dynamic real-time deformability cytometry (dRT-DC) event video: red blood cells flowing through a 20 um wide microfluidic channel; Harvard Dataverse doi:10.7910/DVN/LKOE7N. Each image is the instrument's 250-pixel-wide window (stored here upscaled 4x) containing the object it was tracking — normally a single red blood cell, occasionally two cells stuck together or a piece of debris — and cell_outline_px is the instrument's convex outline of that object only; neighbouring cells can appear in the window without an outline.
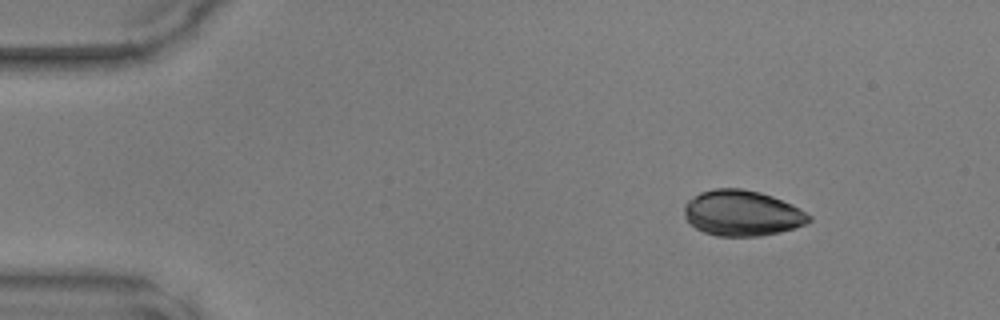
{"species": "common noctule bat (a hibernating species)", "species_latin": "Nyctalus noctula", "temperature_condition": "warm", "stored_images_in_passage": 42, "camera_frame_rate_fps": 3000, "um_per_image_px": 0.085, "animal": {"sex": "male", "body_mass_g": 17.9, "forearm_length_mm": 54.2}, "frame": {"image": 1, "passage_image": 1, "time_ms": 0.0, "image_size_px": [1000, 320], "cell_outline_px": [[812, 220], [804, 224], [780, 232], [760, 236], [716, 236], [704, 232], [696, 228], [684, 216], [684, 204], [688, 200], [700, 192], [716, 188], [740, 188], [760, 192], [772, 196], [792, 204], [812, 216]], "centroid_in_image_um": [63.07, 18.11], "position_along_channel_um": 21.9, "area_um2": 33.12}}
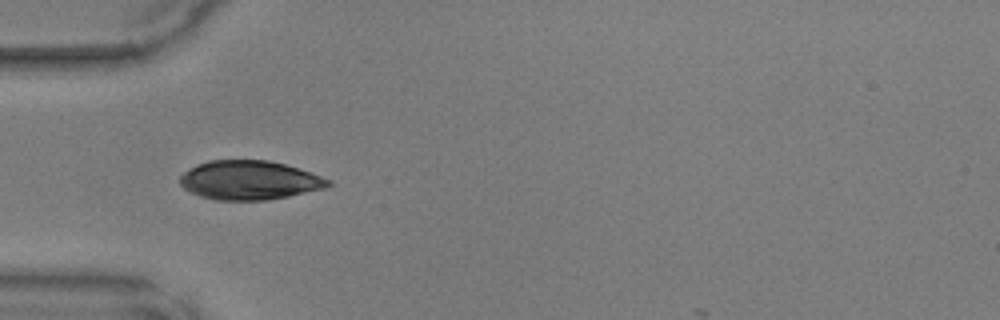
{"frame": {"image": 2, "passage_image": 10, "time_ms": 3.0, "image_size_px": [1000, 320], "cell_outline_px": [[332, 184], [324, 188], [288, 196], [268, 200], [216, 200], [200, 196], [184, 188], [180, 184], [180, 176], [184, 172], [208, 160], [268, 160], [284, 164], [332, 180]], "centroid_in_image_um": [21.2, 15.32], "position_along_channel_um": 63.8, "area_um2": 33.35}}